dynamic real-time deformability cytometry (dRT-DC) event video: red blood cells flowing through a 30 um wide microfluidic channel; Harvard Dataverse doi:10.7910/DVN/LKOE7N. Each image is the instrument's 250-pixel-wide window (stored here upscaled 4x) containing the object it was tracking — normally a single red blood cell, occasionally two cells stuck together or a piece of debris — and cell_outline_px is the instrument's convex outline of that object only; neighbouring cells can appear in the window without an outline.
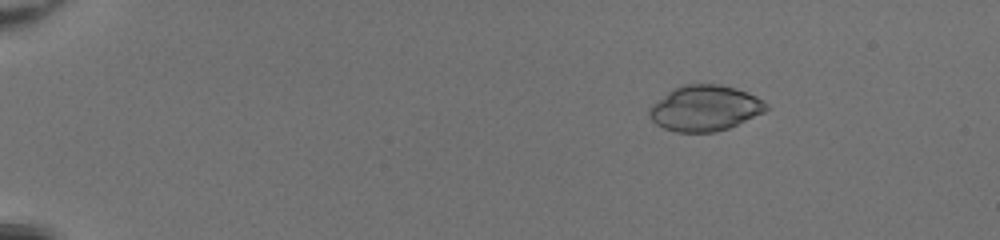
{"species": "common noctule bat (a hibernating species)", "species_latin": "Nyctalus noctula", "temperature_condition": "room temperature", "stored_images_in_passage": 51, "camera_frame_rate_fps": 3000, "um_per_image_px": 0.085, "animal": {"sex": "female", "body_mass_g": 20.0, "forearm_length_mm": 54.0}, "frame": {"image": 1, "passage_image": 10, "time_ms": 3.0, "image_size_px": [1000, 240], "cell_outline_px": [[756, 112], [724, 128], [700, 132], [688, 132], [668, 128], [656, 108], [660, 104], [676, 92], [684, 88], [728, 88], [752, 96], [756, 100]], "centroid_in_image_um": [59.98, 9.26], "position_along_channel_um": 25.0, "area_um2": 24.39}}
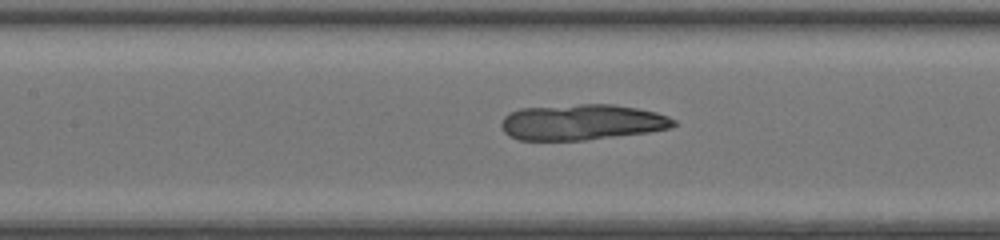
{"frame": {"image": 2, "passage_image": 28, "time_ms": 9.0, "image_size_px": [1000, 240], "cell_outline_px": [[672, 124], [664, 128], [636, 132], [572, 140], [528, 140], [516, 136], [508, 132], [504, 128], [504, 120], [508, 116], [516, 112], [576, 108], [628, 108], [648, 112], [664, 116], [672, 120]], "centroid_in_image_um": [49.44, 10.47], "position_along_channel_um": 158.0, "area_um2": 30.29}}
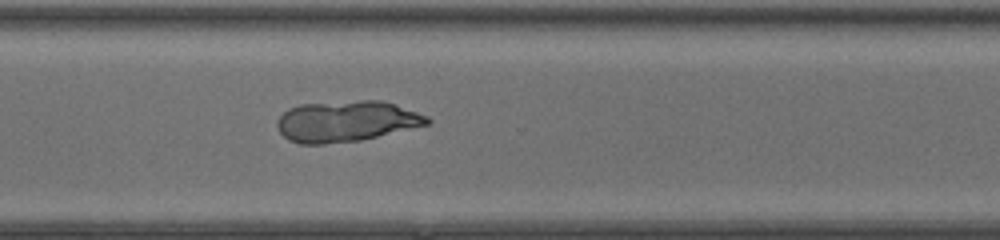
{"frame": {"image": 3, "passage_image": 41, "time_ms": 13.333, "image_size_px": [1000, 240], "cell_outline_px": [[428, 120], [424, 124], [372, 136], [340, 140], [292, 140], [280, 128], [280, 120], [288, 112], [296, 108], [352, 104], [392, 104], [412, 112]], "centroid_in_image_um": [29.48, 10.33], "position_along_channel_um": 341.1, "area_um2": 29.42}}